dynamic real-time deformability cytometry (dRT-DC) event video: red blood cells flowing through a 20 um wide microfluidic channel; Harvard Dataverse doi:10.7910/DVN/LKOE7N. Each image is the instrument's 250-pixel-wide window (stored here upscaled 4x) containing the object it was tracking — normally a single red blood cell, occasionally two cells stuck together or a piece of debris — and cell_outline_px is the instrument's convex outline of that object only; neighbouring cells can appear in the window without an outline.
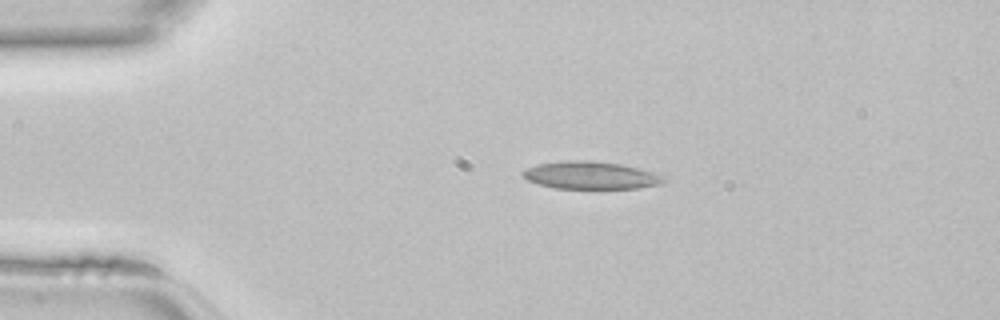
{"species": "common noctule bat (a hibernating species)", "species_latin": "Nyctalus noctula", "temperature_condition": "room temperature", "stored_images_in_passage": 37, "camera_frame_rate_fps": 3000, "um_per_image_px": 0.085, "animal": {"sex": "female", "body_mass_g": 22.7, "forearm_length_mm": 54.2}, "frame": {"image": 1, "passage_image": 1, "time_ms": 0.0, "image_size_px": [1000, 320], "cell_outline_px": [[668, 180], [660, 184], [640, 188], [556, 188], [540, 184], [528, 180], [520, 172], [536, 164], [568, 160], [592, 160], [620, 164], [660, 172]], "centroid_in_image_um": [50.3, 14.89], "position_along_channel_um": 34.7, "area_um2": 22.83}}
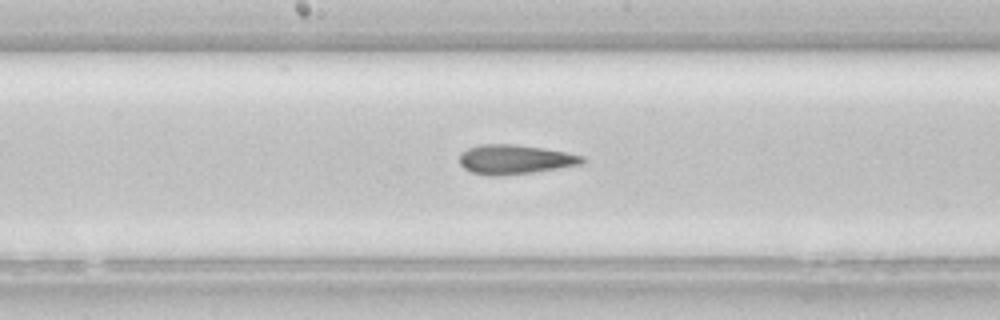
{"frame": {"image": 2, "passage_image": 15, "time_ms": 4.667, "image_size_px": [1000, 320], "cell_outline_px": [[588, 160], [580, 164], [532, 172], [496, 176], [488, 176], [472, 172], [464, 168], [460, 164], [460, 152], [468, 148], [480, 144], [516, 144], [544, 148], [584, 156]], "centroid_in_image_um": [43.74, 13.54], "position_along_channel_um": 204.5, "area_um2": 20.98}}
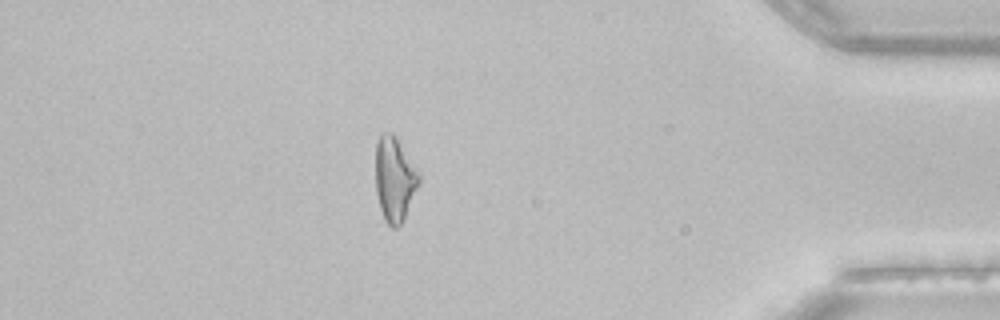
{"frame": {"image": 3, "passage_image": 31, "time_ms": 10.0, "image_size_px": [1000, 320], "cell_outline_px": [[420, 184], [404, 220], [396, 228], [392, 228], [384, 220], [380, 208], [376, 192], [376, 140], [380, 132], [392, 132], [396, 136], [420, 172]], "centroid_in_image_um": [33.55, 15.21], "position_along_channel_um": 401.6, "area_um2": 21.85}}